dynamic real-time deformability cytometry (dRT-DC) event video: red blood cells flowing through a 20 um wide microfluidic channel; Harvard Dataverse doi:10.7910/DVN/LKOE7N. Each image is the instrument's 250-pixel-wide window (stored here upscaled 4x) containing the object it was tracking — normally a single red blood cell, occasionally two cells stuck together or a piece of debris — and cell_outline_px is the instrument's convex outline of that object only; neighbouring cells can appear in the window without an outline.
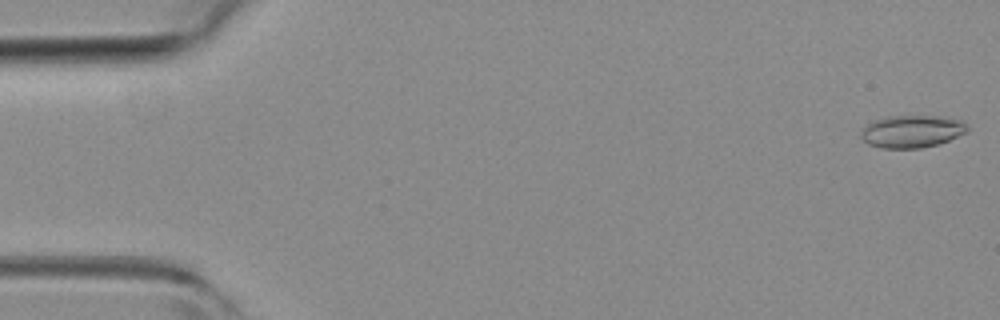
{"species": "common noctule bat (a hibernating species)", "species_latin": "Nyctalus noctula", "temperature_condition": "room temperature", "stored_images_in_passage": 13, "camera_frame_rate_fps": 3000, "um_per_image_px": 0.085, "animal": {"sex": "female", "body_mass_g": 19.3, "forearm_length_mm": 54.1}, "frame": {"image": 1, "passage_image": 1, "time_ms": 0.0, "image_size_px": [1000, 320], "cell_outline_px": [[968, 132], [948, 140], [936, 144], [920, 148], [880, 148], [868, 144], [860, 136], [860, 132], [864, 124], [872, 120], [888, 116], [944, 116], [964, 120], [968, 124]], "centroid_in_image_um": [77.5, 11.15], "position_along_channel_um": 7.5, "area_um2": 20.46}}